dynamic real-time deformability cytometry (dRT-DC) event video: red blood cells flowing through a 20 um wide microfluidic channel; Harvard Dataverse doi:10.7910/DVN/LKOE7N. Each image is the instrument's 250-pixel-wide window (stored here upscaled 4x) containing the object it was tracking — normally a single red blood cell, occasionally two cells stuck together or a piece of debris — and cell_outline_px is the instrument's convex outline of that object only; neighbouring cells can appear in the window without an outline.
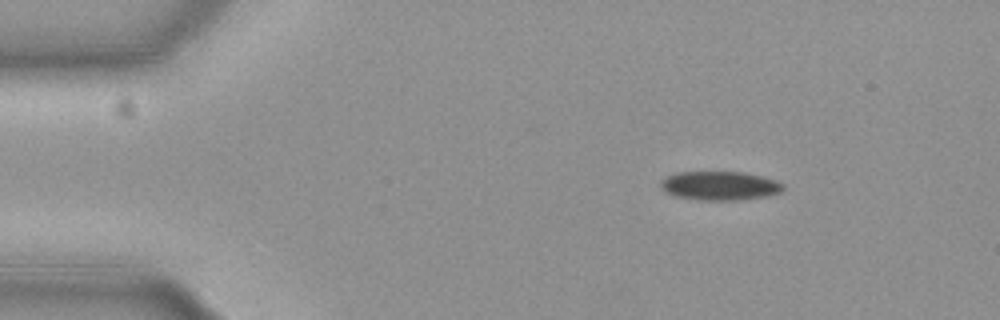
{"species": "common noctule bat (a hibernating species)", "species_latin": "Nyctalus noctula", "temperature_condition": "cold", "stored_images_in_passage": 49, "camera_frame_rate_fps": 3000, "um_per_image_px": 0.085, "animal": {"sex": "female", "body_mass_g": 19.3, "forearm_length_mm": 54.1}, "frame": {"image": 1, "passage_image": 1, "time_ms": 0.0, "image_size_px": [1000, 320], "cell_outline_px": [[784, 188], [780, 192], [768, 196], [736, 200], [700, 200], [676, 196], [664, 192], [660, 188], [660, 180], [676, 172], [744, 172], [776, 180], [784, 184]], "centroid_in_image_um": [61.16, 15.79], "position_along_channel_um": 23.8, "area_um2": 20.69}}
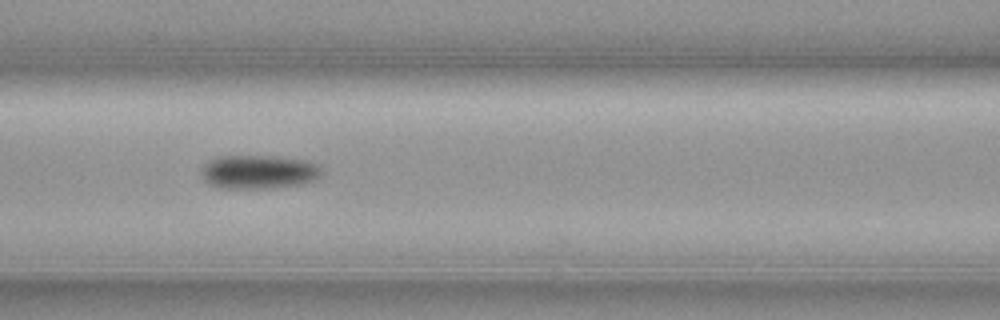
{"frame": {"image": 2, "passage_image": 17, "time_ms": 5.333, "image_size_px": [1000, 320], "cell_outline_px": [[324, 176], [316, 180], [304, 184], [264, 188], [220, 188], [208, 184], [204, 180], [200, 172], [200, 168], [208, 160], [216, 156], [276, 156], [308, 160], [320, 164], [324, 172]], "centroid_in_image_um": [22.03, 14.6], "position_along_channel_um": 144.6, "area_um2": 24.39}}
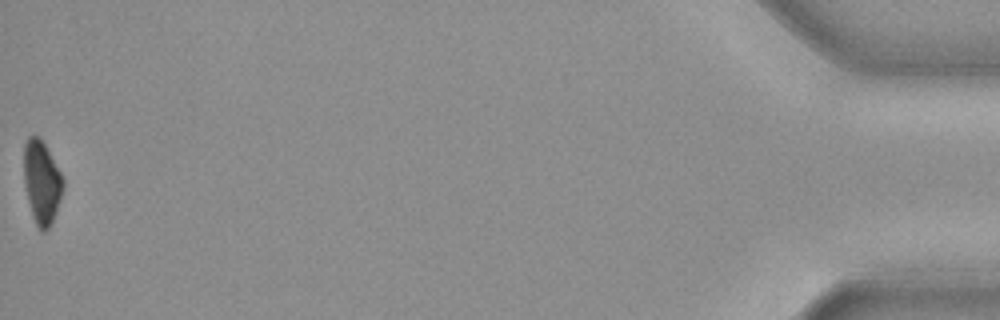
{"frame": {"image": 3, "passage_image": 49, "time_ms": 16.0, "image_size_px": [1000, 320], "cell_outline_px": [[64, 188], [56, 212], [48, 228], [44, 232], [40, 232], [32, 216], [24, 184], [24, 144], [28, 136], [40, 136], [60, 172], [64, 180]], "centroid_in_image_um": [3.54, 15.49], "position_along_channel_um": 431.7, "area_um2": 18.96}, "authors_computed_cell_mechanics": {"area_um2": 21.6172, "velocity_mm_per_s": 3.7006, "shape_relaxation_time_tau1_ms": 3.0128, "shape_relaxation_time_tau2_ms": null, "deformation_change_tau1": 0.0985, "deformation_change_tau2": null}}